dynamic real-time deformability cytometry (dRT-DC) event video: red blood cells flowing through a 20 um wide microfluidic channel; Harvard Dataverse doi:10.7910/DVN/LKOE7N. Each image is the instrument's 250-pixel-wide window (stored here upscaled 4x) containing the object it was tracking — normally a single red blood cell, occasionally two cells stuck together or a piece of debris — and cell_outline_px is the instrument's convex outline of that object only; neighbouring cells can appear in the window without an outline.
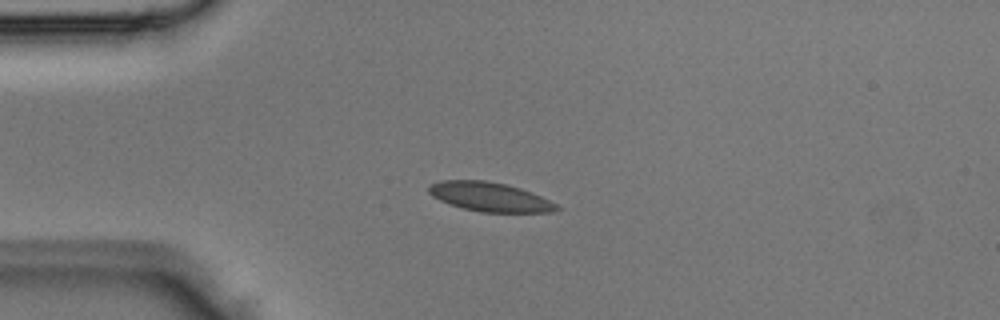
{"species": "Egyptian fruit bat (a non-hibernating species)", "species_latin": "Rousettus aegyptiacus", "temperature_condition": "room temperature", "stored_images_in_passage": 3, "camera_frame_rate_fps": 3000, "um_per_image_px": 0.085, "animal": {"sex": "male"}, "frame": {"image": 1, "passage_image": 2, "time_ms": 0.333, "image_size_px": [1000, 320], "cell_outline_px": [[560, 208], [552, 212], [480, 212], [464, 208], [440, 200], [432, 196], [428, 192], [428, 184], [440, 180], [488, 180], [520, 188], [532, 192], [556, 204]], "centroid_in_image_um": [41.6, 16.72], "position_along_channel_um": 43.4, "area_um2": 21.62}}